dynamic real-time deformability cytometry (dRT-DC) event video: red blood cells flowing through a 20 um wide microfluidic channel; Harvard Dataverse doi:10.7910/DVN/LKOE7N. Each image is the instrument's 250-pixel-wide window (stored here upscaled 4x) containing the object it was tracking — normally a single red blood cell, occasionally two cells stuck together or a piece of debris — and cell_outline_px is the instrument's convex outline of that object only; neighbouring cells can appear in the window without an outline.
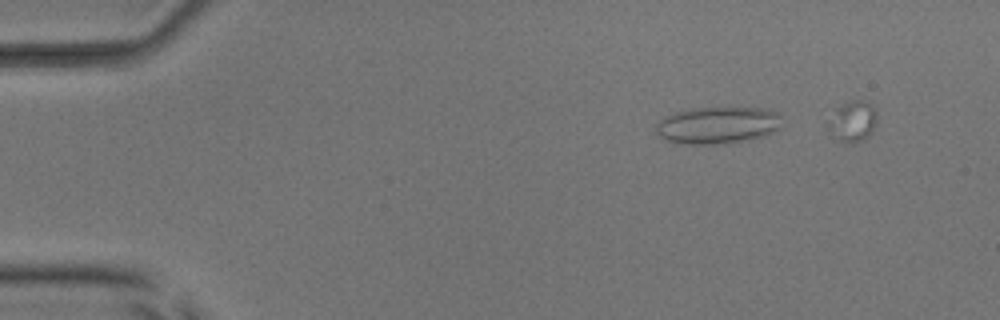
{"species": "common noctule bat (a hibernating species)", "species_latin": "Nyctalus noctula", "temperature_condition": "room temperature", "stored_images_in_passage": 22, "camera_frame_rate_fps": 3000, "um_per_image_px": 0.085, "animal": {"sex": "male", "body_mass_g": 17.9, "forearm_length_mm": 54.2}, "frame": {"image": 1, "passage_image": 6, "time_ms": 1.667, "image_size_px": [1000, 320], "cell_outline_px": [[780, 128], [768, 136], [748, 140], [724, 144], [676, 144], [656, 136], [656, 124], [664, 116], [688, 108], [764, 108], [776, 112], [780, 116]], "centroid_in_image_um": [60.98, 10.66], "position_along_channel_um": 24.0, "area_um2": 27.69}}
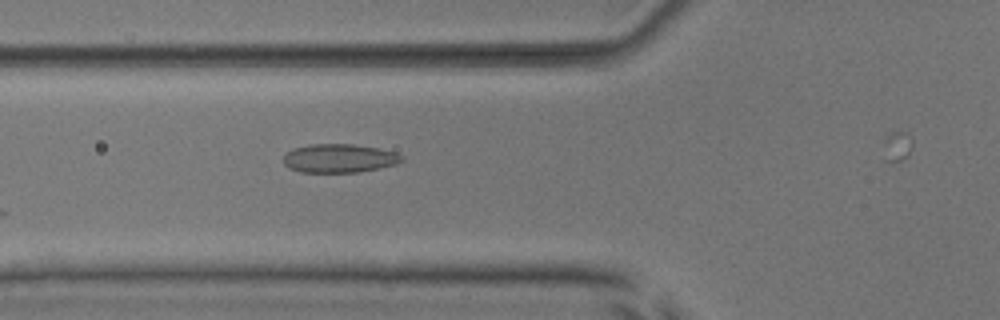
{"frame": {"image": 2, "passage_image": 18, "time_ms": 5.667, "image_size_px": [1000, 320], "cell_outline_px": [[404, 160], [396, 164], [380, 168], [356, 172], [300, 172], [288, 168], [284, 164], [284, 156], [292, 148], [308, 144], [352, 144], [380, 148], [396, 152], [404, 156]], "centroid_in_image_um": [28.85, 13.45], "position_along_channel_um": 97.0, "area_um2": 19.94}}
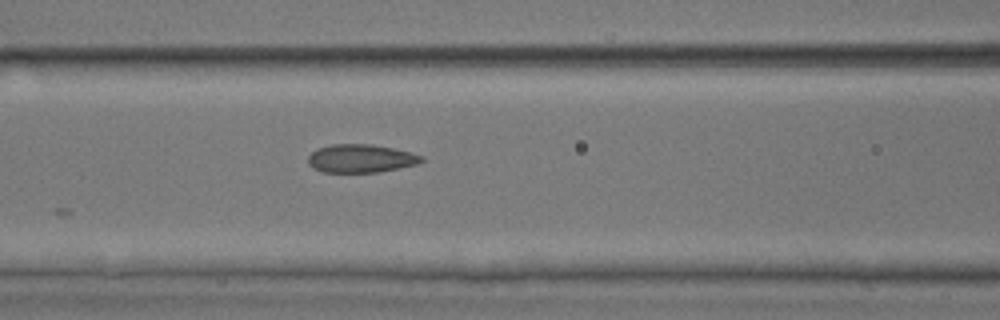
{"frame": {"image": 3, "passage_image": 21, "time_ms": 6.667, "image_size_px": [1000, 320], "cell_outline_px": [[424, 160], [416, 164], [380, 172], [324, 172], [312, 168], [308, 164], [308, 156], [316, 148], [332, 144], [372, 144], [392, 148], [424, 156]], "centroid_in_image_um": [30.63, 13.47], "position_along_channel_um": 136.0, "area_um2": 18.67}}